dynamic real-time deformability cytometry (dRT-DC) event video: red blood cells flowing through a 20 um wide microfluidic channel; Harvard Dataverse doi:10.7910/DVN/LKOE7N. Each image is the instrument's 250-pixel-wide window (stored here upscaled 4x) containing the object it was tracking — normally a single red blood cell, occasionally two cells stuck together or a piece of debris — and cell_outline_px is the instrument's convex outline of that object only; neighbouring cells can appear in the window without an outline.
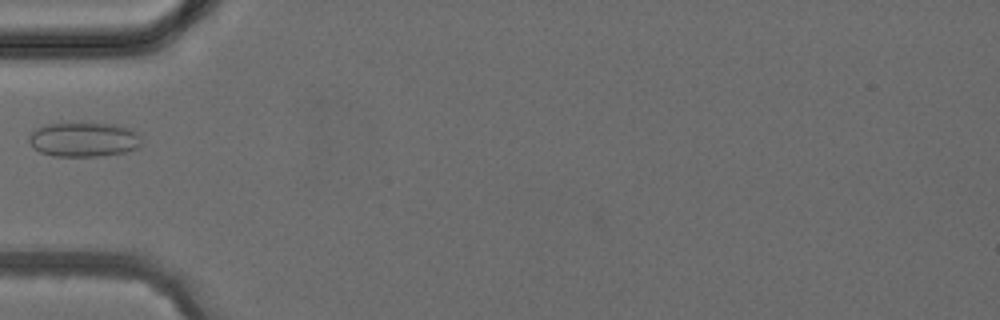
{"species": "common noctule bat (a hibernating species)", "species_latin": "Nyctalus noctula", "temperature_condition": "cold", "stored_images_in_passage": 4, "camera_frame_rate_fps": 3000, "um_per_image_px": 0.085, "animal": {"sex": "female", "body_mass_g": 24.6, "forearm_length_mm": 56.2}, "frame": {"image": 1, "passage_image": 4, "time_ms": 4.333, "image_size_px": [1000, 320], "cell_outline_px": [[140, 148], [124, 152], [100, 156], [52, 156], [40, 152], [32, 148], [28, 140], [28, 136], [36, 128], [48, 124], [76, 120], [116, 124], [132, 128], [136, 132], [140, 144]], "centroid_in_image_um": [7.09, 11.81], "position_along_channel_um": 77.9, "area_um2": 23.52}}